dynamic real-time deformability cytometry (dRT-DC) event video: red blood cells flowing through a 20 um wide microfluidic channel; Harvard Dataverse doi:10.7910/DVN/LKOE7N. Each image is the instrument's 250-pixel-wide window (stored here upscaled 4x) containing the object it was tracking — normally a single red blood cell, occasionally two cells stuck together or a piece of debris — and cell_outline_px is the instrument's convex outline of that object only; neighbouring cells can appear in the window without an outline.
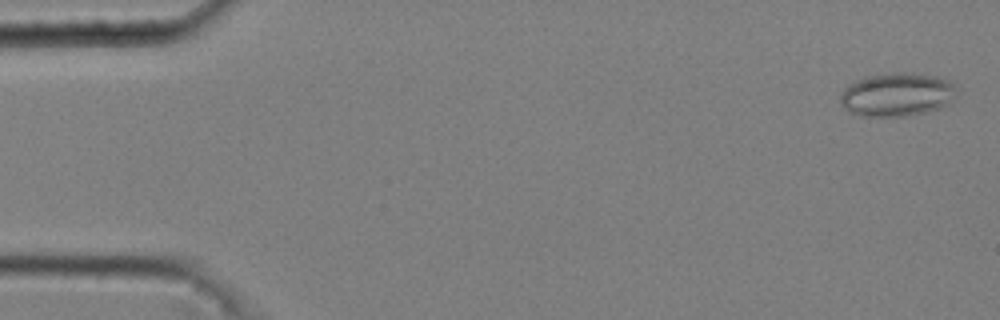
{"species": "common noctule bat (a hibernating species)", "species_latin": "Nyctalus noctula", "temperature_condition": "cold", "stored_images_in_passage": 49, "camera_frame_rate_fps": 3000, "um_per_image_px": 0.085, "animal": {"sex": "male", "body_mass_g": 20.4}, "frame": {"image": 1, "passage_image": 2, "time_ms": 0.333, "image_size_px": [1000, 320], "cell_outline_px": [[956, 88], [944, 104], [940, 108], [908, 116], [860, 116], [848, 112], [840, 104], [840, 92], [848, 84], [864, 76], [896, 72], [904, 72], [936, 76], [948, 80]], "centroid_in_image_um": [76.12, 8.03], "position_along_channel_um": 8.9, "area_um2": 29.3}}
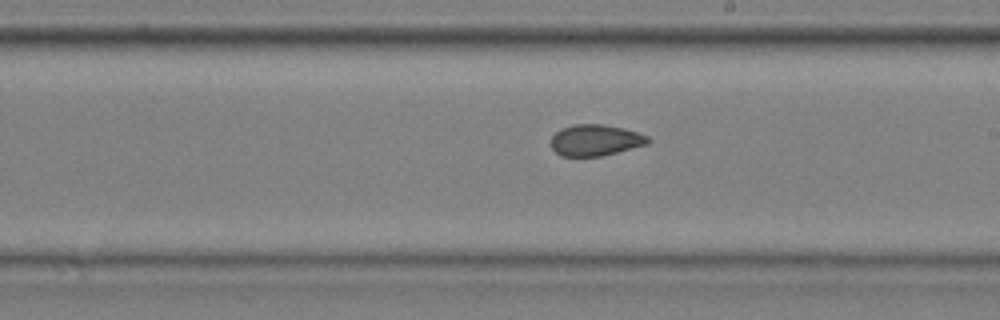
{"frame": {"image": 2, "passage_image": 31, "time_ms": 10.0, "image_size_px": [1000, 320], "cell_outline_px": [[652, 140], [648, 144], [600, 156], [560, 156], [552, 148], [552, 136], [560, 128], [572, 124], [604, 124], [624, 128], [648, 136]], "centroid_in_image_um": [50.61, 11.9], "position_along_channel_um": 238.4, "area_um2": 17.69}}
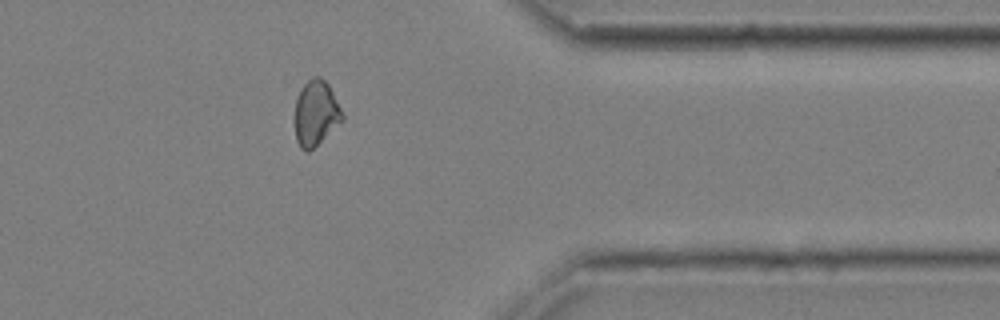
{"frame": {"image": 3, "passage_image": 44, "time_ms": 14.333, "image_size_px": [1000, 320], "cell_outline_px": [[344, 120], [308, 152], [300, 148], [296, 140], [292, 120], [292, 116], [296, 100], [304, 84], [312, 76], [320, 76], [328, 84], [344, 116]], "centroid_in_image_um": [26.79, 9.64], "position_along_channel_um": 384.6, "area_um2": 18.32}, "authors_computed_cell_mechanics": {"area_um2": 18.4382, "velocity_mm_per_s": 3.6992, "shape_relaxation_time_tau1_ms": null, "shape_relaxation_time_tau2_ms": 1.7957, "deformation_change_tau1": null, "deformation_change_tau2": 0.0567}}